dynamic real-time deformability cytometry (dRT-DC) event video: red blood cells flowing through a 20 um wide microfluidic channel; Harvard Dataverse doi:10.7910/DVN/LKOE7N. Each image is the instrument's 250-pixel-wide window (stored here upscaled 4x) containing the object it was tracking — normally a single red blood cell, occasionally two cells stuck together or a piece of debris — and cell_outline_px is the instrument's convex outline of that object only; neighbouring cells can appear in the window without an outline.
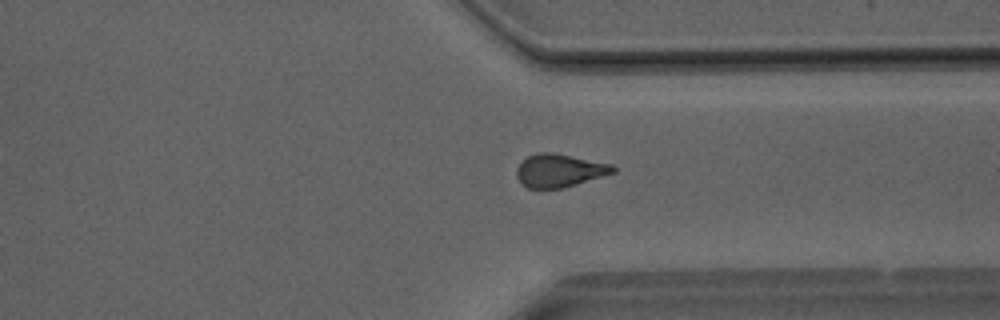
{"species": "Egyptian fruit bat (a non-hibernating species)", "species_latin": "Rousettus aegyptiacus", "temperature_condition": "room temperature", "stored_images_in_passage": 31, "camera_frame_rate_fps": 3000, "um_per_image_px": 0.085, "animal": {"sex": "male"}, "frame": {"image": 1, "passage_image": 31, "time_ms": 10.0, "image_size_px": [1000, 320], "cell_outline_px": [[616, 172], [560, 188], [528, 188], [516, 176], [516, 168], [520, 160], [536, 152], [552, 152], [612, 164], [616, 168]], "centroid_in_image_um": [47.52, 14.47], "position_along_channel_um": 363.9, "area_um2": 18.44}}